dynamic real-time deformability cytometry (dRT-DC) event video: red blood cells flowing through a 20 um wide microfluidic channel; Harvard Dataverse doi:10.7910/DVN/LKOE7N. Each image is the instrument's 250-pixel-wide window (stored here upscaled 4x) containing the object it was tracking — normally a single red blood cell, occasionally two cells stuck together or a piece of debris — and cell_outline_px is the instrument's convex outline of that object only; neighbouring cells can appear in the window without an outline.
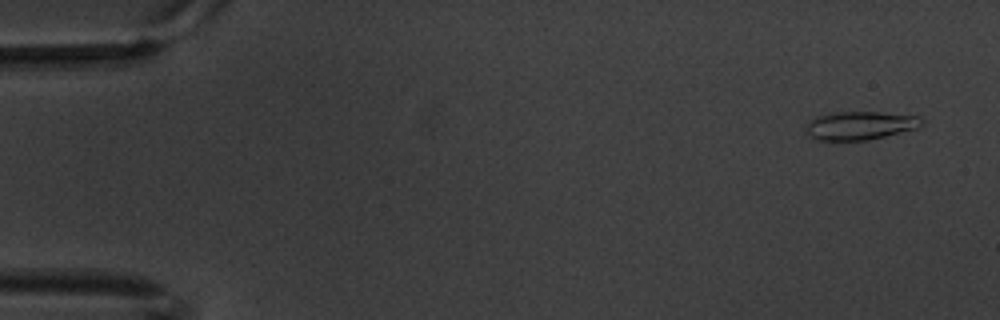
{"species": "common noctule bat (a hibernating species)", "species_latin": "Nyctalus noctula", "temperature_condition": "warm", "stored_images_in_passage": 6, "camera_frame_rate_fps": 3000, "um_per_image_px": 0.085, "animal": {"sex": "male", "body_mass_g": 20.1, "forearm_length_mm": 53.5}, "frame": {"image": 1, "passage_image": 1, "time_ms": 0.0, "image_size_px": [1000, 320], "cell_outline_px": [[924, 124], [916, 128], [868, 140], [816, 140], [808, 136], [808, 120], [816, 116], [832, 112], [880, 112], [920, 116], [924, 120]], "centroid_in_image_um": [73.11, 10.66], "position_along_channel_um": 11.9, "area_um2": 19.13}}
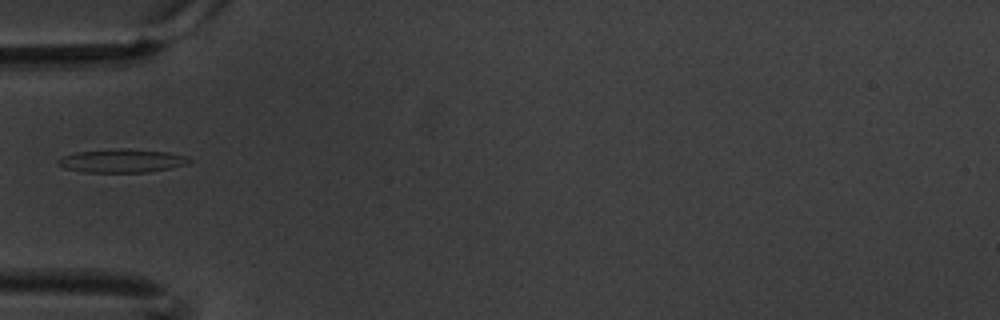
{"frame": {"image": 2, "passage_image": 6, "time_ms": 1.667, "image_size_px": [1000, 320], "cell_outline_px": [[192, 160], [184, 164], [172, 168], [148, 172], [84, 172], [64, 168], [56, 164], [56, 160], [60, 156], [76, 152], [112, 148], [128, 148], [168, 152], [184, 156]], "centroid_in_image_um": [10.28, 13.65], "position_along_channel_um": 74.7, "area_um2": 18.15}}